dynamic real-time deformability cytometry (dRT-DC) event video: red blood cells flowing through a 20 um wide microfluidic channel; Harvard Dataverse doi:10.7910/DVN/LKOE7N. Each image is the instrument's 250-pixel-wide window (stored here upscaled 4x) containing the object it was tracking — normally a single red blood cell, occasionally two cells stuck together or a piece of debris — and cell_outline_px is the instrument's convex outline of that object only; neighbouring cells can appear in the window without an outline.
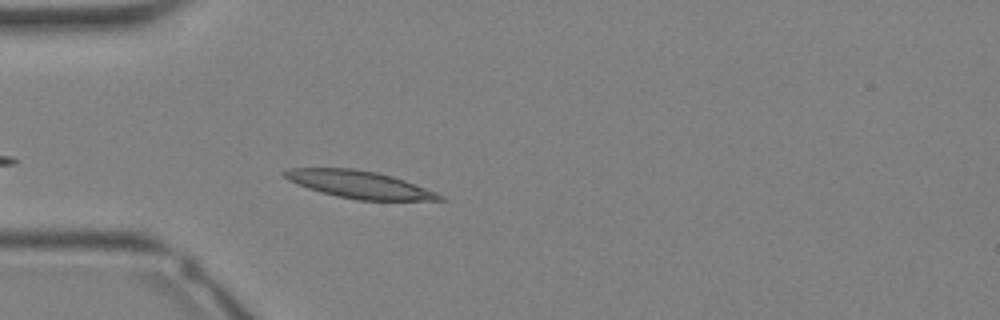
{"species": "Egyptian fruit bat (a non-hibernating species)", "species_latin": "Rousettus aegyptiacus", "temperature_condition": "warm", "stored_images_in_passage": 9, "camera_frame_rate_fps": 3000, "um_per_image_px": 0.085, "animal": {"sex": "female"}, "frame": {"image": 1, "passage_image": 2, "time_ms": 0.333, "image_size_px": [1000, 320], "cell_outline_px": [[448, 200], [356, 200], [336, 196], [320, 192], [308, 188], [288, 180], [280, 172], [288, 168], [356, 168], [376, 172], [392, 176], [404, 180], [436, 192], [444, 196]], "centroid_in_image_um": [30.52, 15.68], "position_along_channel_um": 54.5, "area_um2": 24.8}}
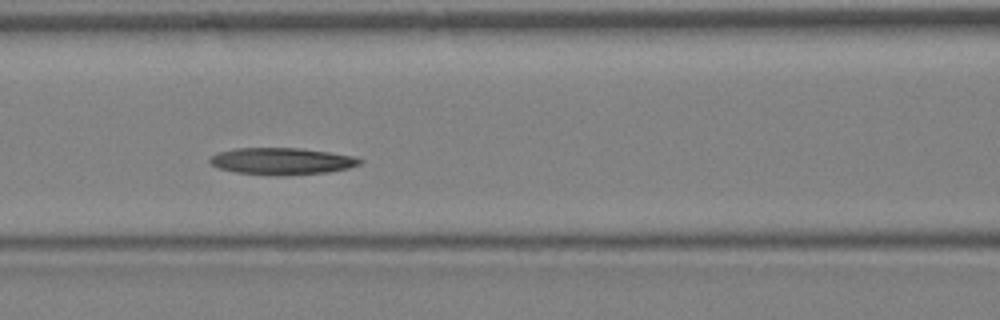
{"frame": {"image": 2, "passage_image": 7, "time_ms": 2.0, "image_size_px": [1000, 320], "cell_outline_px": [[364, 160], [360, 164], [348, 168], [328, 172], [284, 176], [276, 176], [236, 172], [220, 168], [212, 164], [208, 160], [216, 152], [236, 148], [300, 148], [328, 152], [352, 156]], "centroid_in_image_um": [23.94, 13.7], "position_along_channel_um": 142.7, "area_um2": 23.47}}
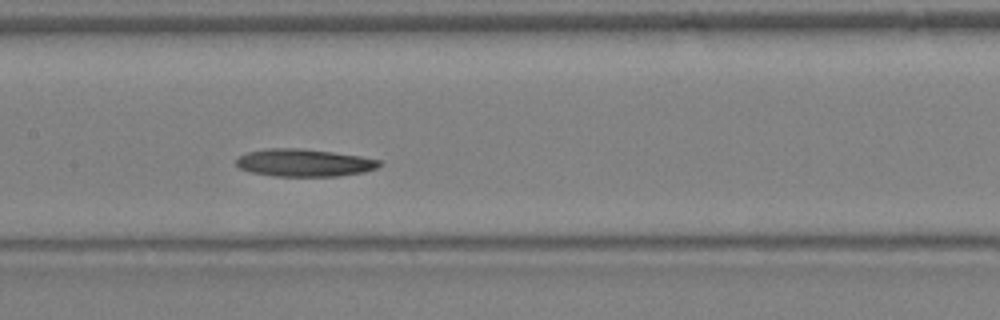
{"frame": {"image": 3, "passage_image": 9, "time_ms": 2.667, "image_size_px": [1000, 320], "cell_outline_px": [[384, 164], [376, 168], [364, 172], [340, 176], [276, 176], [252, 172], [240, 168], [236, 164], [236, 156], [248, 152], [268, 148], [300, 148], [332, 152], [360, 156], [380, 160]], "centroid_in_image_um": [25.86, 13.83], "position_along_channel_um": 181.5, "area_um2": 23.0}}